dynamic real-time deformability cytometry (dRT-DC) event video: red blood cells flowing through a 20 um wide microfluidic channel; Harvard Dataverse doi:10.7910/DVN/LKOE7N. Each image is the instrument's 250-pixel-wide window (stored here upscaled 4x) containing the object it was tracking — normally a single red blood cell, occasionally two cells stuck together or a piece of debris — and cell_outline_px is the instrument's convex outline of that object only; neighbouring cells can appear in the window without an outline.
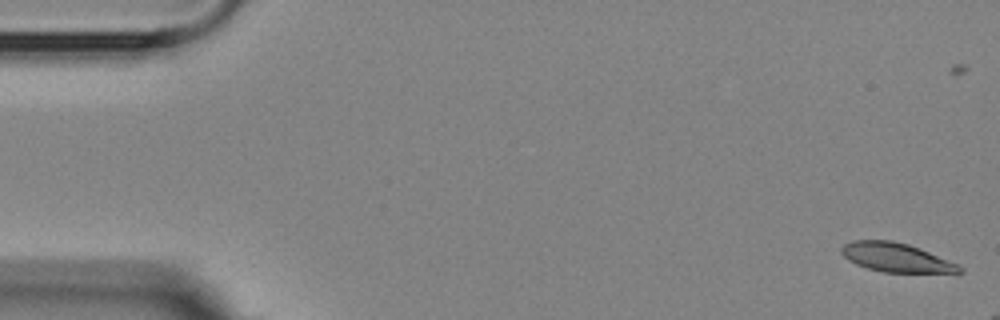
{"species": "Egyptian fruit bat (a non-hibernating species)", "species_latin": "Rousettus aegyptiacus", "temperature_condition": "room temperature", "stored_images_in_passage": 3, "camera_frame_rate_fps": 3000, "um_per_image_px": 0.085, "animal": {"sex": "female"}, "frame": {"image": 1, "passage_image": 1, "time_ms": 0.0, "image_size_px": [1000, 320], "cell_outline_px": [[964, 272], [884, 272], [868, 268], [856, 264], [848, 260], [840, 252], [840, 248], [844, 244], [852, 240], [892, 240], [908, 244], [920, 248], [956, 264], [964, 268]], "centroid_in_image_um": [76.11, 21.87], "position_along_channel_um": 8.9, "area_um2": 19.71}}